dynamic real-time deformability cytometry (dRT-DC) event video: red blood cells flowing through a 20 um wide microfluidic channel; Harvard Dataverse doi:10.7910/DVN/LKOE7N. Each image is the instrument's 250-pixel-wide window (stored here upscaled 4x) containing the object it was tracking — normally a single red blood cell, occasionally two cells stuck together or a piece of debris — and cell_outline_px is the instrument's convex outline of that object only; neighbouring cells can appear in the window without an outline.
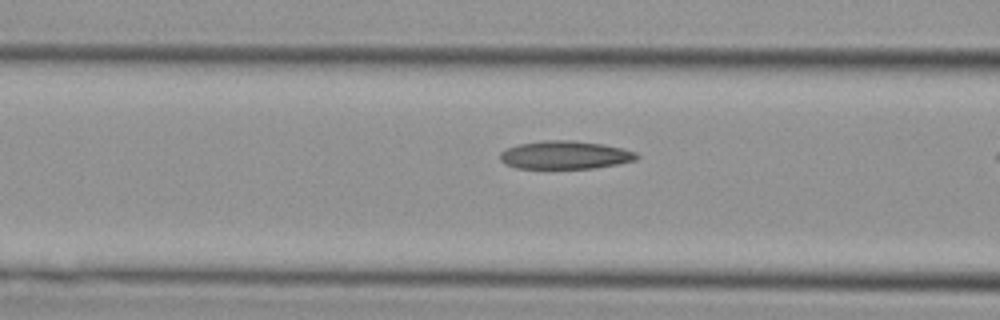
{"species": "Egyptian fruit bat (a non-hibernating species)", "species_latin": "Rousettus aegyptiacus", "temperature_condition": "cold", "stored_images_in_passage": 10, "camera_frame_rate_fps": 3000, "um_per_image_px": 0.085, "animal": {"sex": "female"}, "frame": {"image": 1, "passage_image": 9, "time_ms": 2.667, "image_size_px": [1000, 320], "cell_outline_px": [[640, 156], [636, 160], [616, 164], [592, 168], [516, 168], [504, 164], [500, 160], [500, 152], [508, 148], [520, 144], [544, 140], [572, 140], [604, 144], [624, 148], [636, 152]], "centroid_in_image_um": [48.04, 13.17], "position_along_channel_um": 118.6, "area_um2": 22.43}}